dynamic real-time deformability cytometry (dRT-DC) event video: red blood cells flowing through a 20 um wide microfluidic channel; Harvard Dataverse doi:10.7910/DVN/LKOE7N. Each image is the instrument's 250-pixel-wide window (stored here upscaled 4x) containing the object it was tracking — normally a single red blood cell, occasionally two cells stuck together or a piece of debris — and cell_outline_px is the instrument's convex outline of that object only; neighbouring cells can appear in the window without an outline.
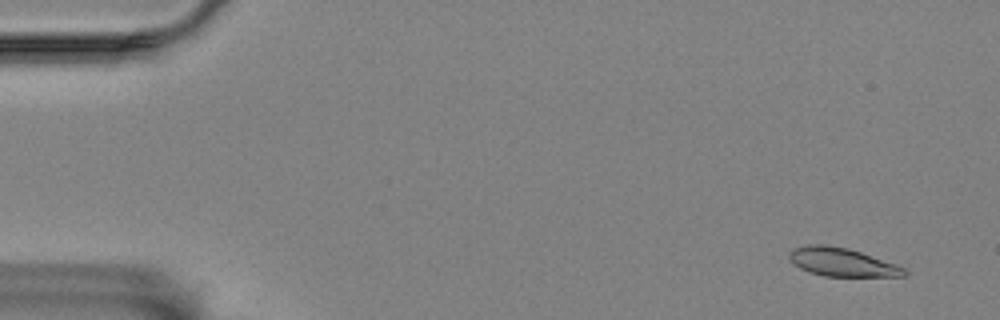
{"species": "Egyptian fruit bat (a non-hibernating species)", "species_latin": "Rousettus aegyptiacus", "temperature_condition": "room temperature", "stored_images_in_passage": 59, "camera_frame_rate_fps": 3000, "um_per_image_px": 0.085, "animal": {"sex": "female"}, "frame": {"image": 1, "passage_image": 4, "time_ms": 1.0, "image_size_px": [1000, 320], "cell_outline_px": [[908, 272], [904, 276], [824, 276], [808, 272], [800, 268], [788, 260], [788, 252], [792, 248], [808, 244], [824, 244], [848, 248], [896, 264], [904, 268]], "centroid_in_image_um": [71.5, 22.27], "position_along_channel_um": 13.5, "area_um2": 19.13}}
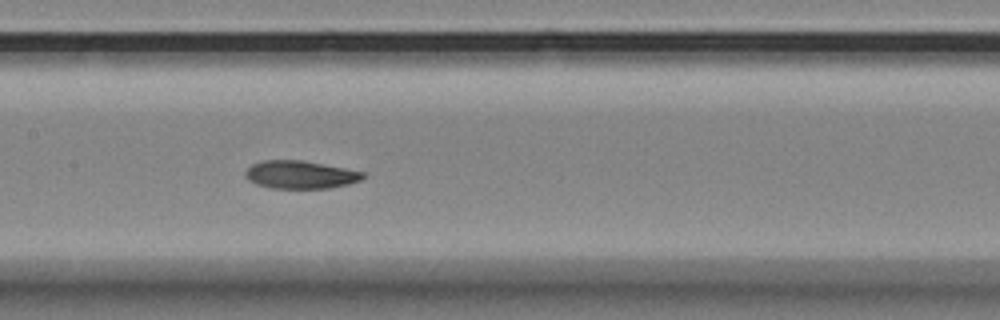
{"frame": {"image": 2, "passage_image": 29, "time_ms": 9.333, "image_size_px": [1000, 320], "cell_outline_px": [[364, 176], [360, 180], [348, 184], [328, 188], [272, 188], [256, 184], [248, 180], [244, 176], [244, 172], [252, 164], [264, 160], [300, 160], [344, 168], [364, 172]], "centroid_in_image_um": [25.48, 14.85], "position_along_channel_um": 181.9, "area_um2": 18.96}}
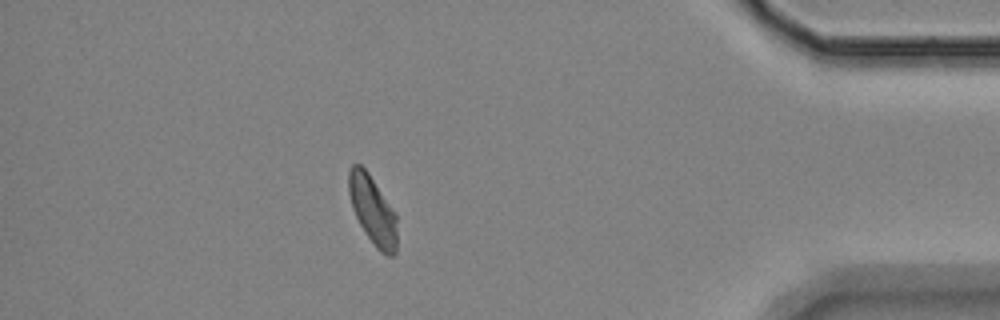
{"frame": {"image": 3, "passage_image": 52, "time_ms": 17.0, "image_size_px": [1000, 320], "cell_outline_px": [[396, 252], [392, 256], [388, 256], [380, 252], [376, 248], [360, 224], [352, 208], [348, 192], [348, 172], [352, 164], [360, 164], [368, 172], [396, 212]], "centroid_in_image_um": [31.67, 17.84], "position_along_channel_um": 403.5, "area_um2": 19.31}, "authors_computed_cell_mechanics": {"area_um2": 19.5364, "velocity_mm_per_s": 3.4237, "shape_relaxation_time_tau1_ms": 5.2766, "shape_relaxation_time_tau2_ms": 3.6039, "deformation_change_tau1": 0.1511, "deformation_change_tau2": 0.0827}}